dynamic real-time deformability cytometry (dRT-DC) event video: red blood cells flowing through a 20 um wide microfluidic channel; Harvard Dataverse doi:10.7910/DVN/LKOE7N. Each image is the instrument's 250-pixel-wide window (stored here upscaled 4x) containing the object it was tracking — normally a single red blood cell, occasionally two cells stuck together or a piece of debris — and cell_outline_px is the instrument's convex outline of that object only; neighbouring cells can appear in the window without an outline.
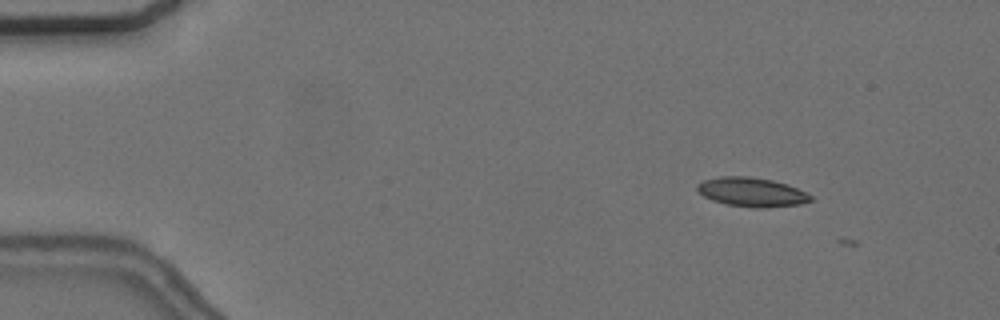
{"species": "common noctule bat (a hibernating species)", "species_latin": "Nyctalus noctula", "temperature_condition": "cold", "stored_images_in_passage": 8, "camera_frame_rate_fps": 3000, "um_per_image_px": 0.085, "animal": {"sex": "female", "body_mass_g": 24.6, "forearm_length_mm": 56.2}, "frame": {"image": 1, "passage_image": 4, "time_ms": 1.0, "image_size_px": [1000, 320], "cell_outline_px": [[812, 200], [800, 204], [764, 208], [752, 208], [728, 204], [712, 200], [696, 192], [696, 184], [704, 180], [720, 176], [748, 176], [772, 180], [788, 184], [812, 196]], "centroid_in_image_um": [63.86, 16.32], "position_along_channel_um": 21.1, "area_um2": 19.31}}